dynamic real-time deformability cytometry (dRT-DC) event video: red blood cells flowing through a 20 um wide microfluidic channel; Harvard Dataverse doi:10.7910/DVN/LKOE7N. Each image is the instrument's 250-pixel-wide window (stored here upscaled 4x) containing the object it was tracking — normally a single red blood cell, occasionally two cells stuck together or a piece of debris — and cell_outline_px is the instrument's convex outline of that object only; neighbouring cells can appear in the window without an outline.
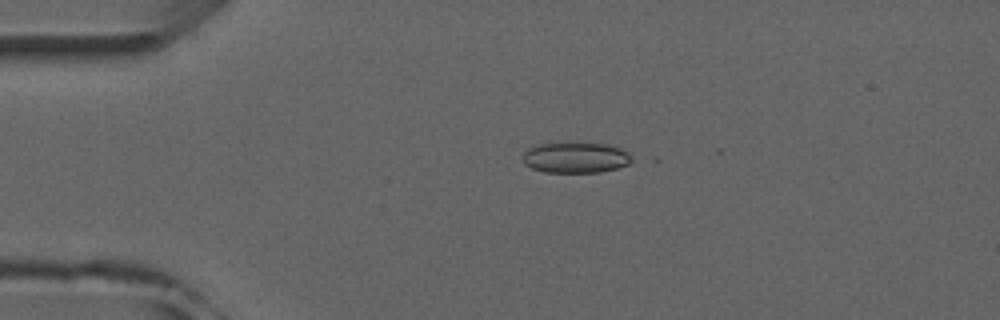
{"species": "common noctule bat (a hibernating species)", "species_latin": "Nyctalus noctula", "temperature_condition": "room temperature", "stored_images_in_passage": 2, "camera_frame_rate_fps": 3000, "um_per_image_px": 0.085, "animal": {"sex": "male", "forearm_length_mm": 52.5}, "frame": {"image": 1, "passage_image": 1, "time_ms": 0.0, "image_size_px": [1000, 320], "cell_outline_px": [[636, 160], [628, 164], [616, 168], [600, 172], [544, 172], [532, 168], [524, 164], [520, 160], [524, 152], [528, 148], [536, 144], [552, 140], [580, 140], [608, 144], [620, 148], [628, 152]], "centroid_in_image_um": [48.89, 13.32], "position_along_channel_um": 36.1, "area_um2": 20.92}}